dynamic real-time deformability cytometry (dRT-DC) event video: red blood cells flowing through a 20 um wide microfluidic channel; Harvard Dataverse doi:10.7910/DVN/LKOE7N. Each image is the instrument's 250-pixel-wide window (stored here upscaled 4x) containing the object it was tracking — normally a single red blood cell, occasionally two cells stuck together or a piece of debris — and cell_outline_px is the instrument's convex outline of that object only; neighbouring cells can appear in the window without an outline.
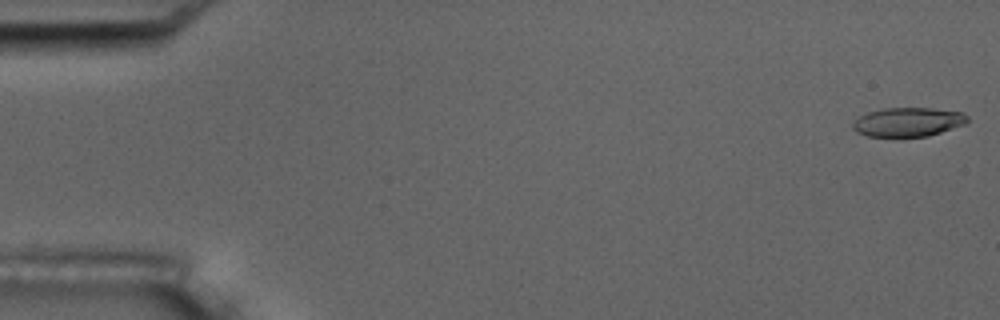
{"species": "common noctule bat (a hibernating species)", "species_latin": "Nyctalus noctula", "temperature_condition": "room temperature", "stored_images_in_passage": 13, "camera_frame_rate_fps": 3000, "um_per_image_px": 0.085, "animal": {"sex": "male", "body_mass_g": 17.5, "forearm_length_mm": 52.3}, "frame": {"image": 1, "passage_image": 1, "time_ms": 0.0, "image_size_px": [1000, 320], "cell_outline_px": [[968, 120], [964, 124], [928, 136], [868, 136], [856, 132], [852, 128], [852, 124], [860, 116], [868, 112], [884, 108], [932, 108], [964, 112], [968, 116]], "centroid_in_image_um": [77.19, 10.36], "position_along_channel_um": 7.8, "area_um2": 19.25}}
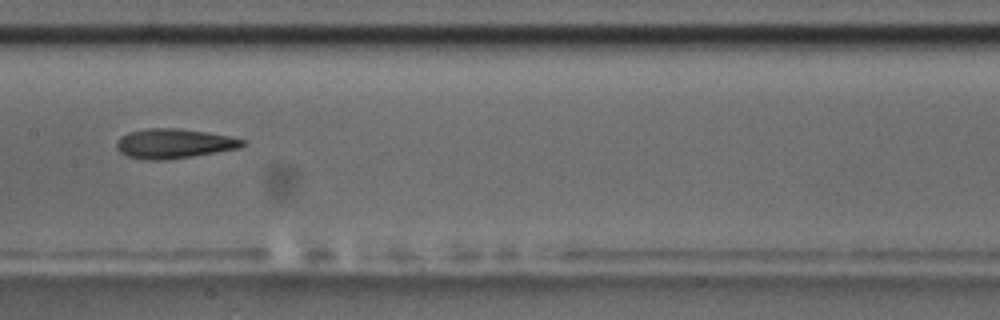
{"frame": {"image": 2, "passage_image": 8, "time_ms": 9.0, "image_size_px": [1000, 320], "cell_outline_px": [[244, 144], [240, 148], [192, 156], [164, 160], [148, 160], [128, 156], [120, 152], [116, 148], [116, 140], [120, 136], [128, 132], [148, 128], [180, 128], [208, 132], [228, 136], [244, 140]], "centroid_in_image_um": [14.74, 12.19], "position_along_channel_um": 192.7, "area_um2": 21.73}, "authors_computed_cell_mechanics": {"area_um2": 21.2126, "velocity_mm_per_s": 3.6467, "shape_relaxation_time_tau1_ms": 3.2379, "shape_relaxation_time_tau2_ms": null, "deformation_change_tau1": 0.1492, "deformation_change_tau2": null}}